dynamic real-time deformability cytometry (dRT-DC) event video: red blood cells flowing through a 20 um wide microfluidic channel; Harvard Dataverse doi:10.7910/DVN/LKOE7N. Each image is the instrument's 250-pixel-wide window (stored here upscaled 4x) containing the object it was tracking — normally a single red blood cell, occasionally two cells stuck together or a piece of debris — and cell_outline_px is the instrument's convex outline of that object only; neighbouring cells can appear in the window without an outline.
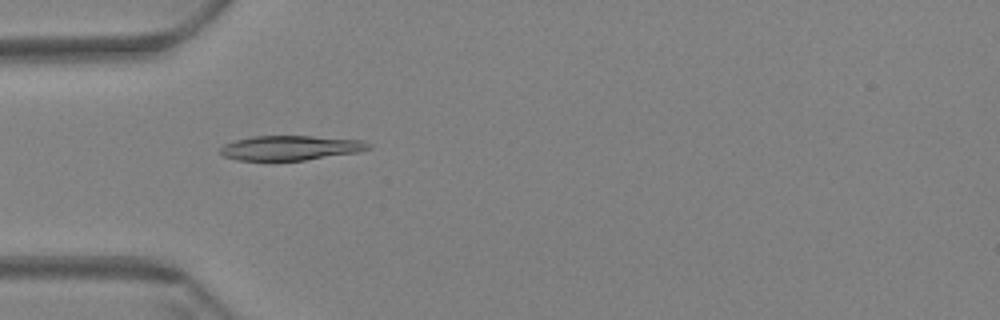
{"species": "Egyptian fruit bat (a non-hibernating species)", "species_latin": "Rousettus aegyptiacus", "temperature_condition": "warm", "stored_images_in_passage": 57, "camera_frame_rate_fps": 3000, "um_per_image_px": 0.085, "animal": {"sex": "female"}, "frame": {"image": 1, "passage_image": 16, "time_ms": 5.0, "image_size_px": [1000, 320], "cell_outline_px": [[372, 148], [356, 152], [304, 160], [236, 160], [224, 156], [220, 152], [220, 148], [224, 144], [236, 140], [252, 136], [312, 136], [364, 140], [372, 144]], "centroid_in_image_um": [24.71, 12.56], "position_along_channel_um": 60.3, "area_um2": 21.21}}
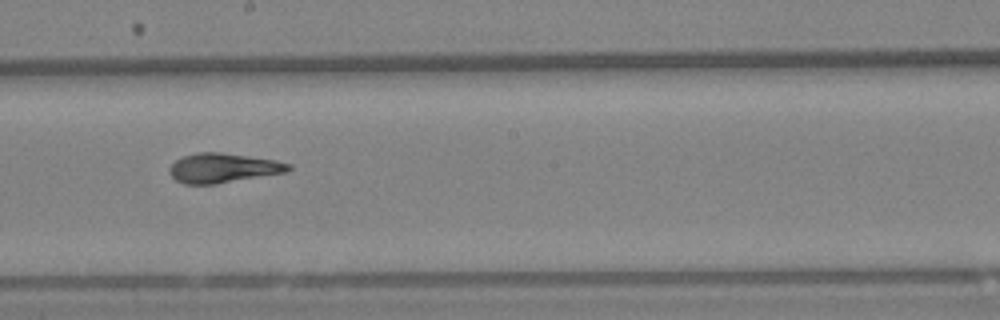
{"frame": {"image": 2, "passage_image": 31, "time_ms": 10.0, "image_size_px": [1000, 320], "cell_outline_px": [[292, 168], [288, 172], [216, 184], [184, 184], [176, 180], [168, 172], [168, 168], [176, 160], [184, 156], [196, 152], [220, 152], [276, 160], [292, 164]], "centroid_in_image_um": [18.97, 14.28], "position_along_channel_um": 229.2, "area_um2": 20.58}}
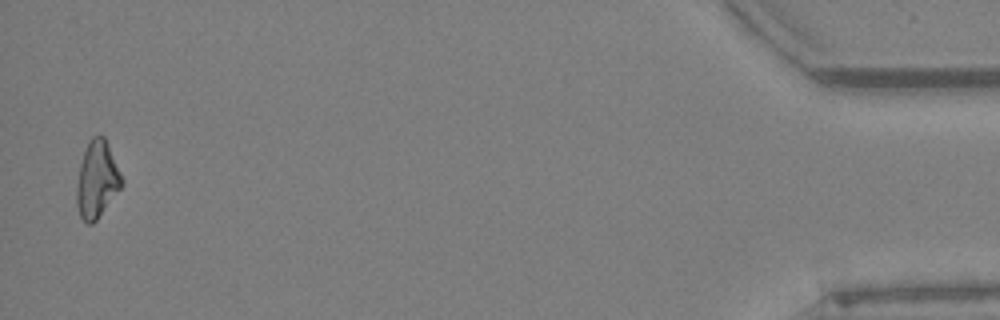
{"frame": {"image": 3, "passage_image": 56, "time_ms": 18.333, "image_size_px": [1000, 320], "cell_outline_px": [[124, 184], [96, 220], [92, 224], [88, 224], [80, 216], [76, 204], [76, 184], [80, 164], [84, 152], [92, 136], [104, 136], [108, 144], [124, 180]], "centroid_in_image_um": [8.24, 15.28], "position_along_channel_um": 427.0, "area_um2": 20.06}, "authors_computed_cell_mechanics": {"area_um2": 20.6346, "velocity_mm_per_s": 3.4452, "shape_relaxation_time_tau1_ms": 7.9478, "shape_relaxation_time_tau2_ms": 1.6339, "deformation_change_tau1": 0.2343, "deformation_change_tau2": 0.0761}}